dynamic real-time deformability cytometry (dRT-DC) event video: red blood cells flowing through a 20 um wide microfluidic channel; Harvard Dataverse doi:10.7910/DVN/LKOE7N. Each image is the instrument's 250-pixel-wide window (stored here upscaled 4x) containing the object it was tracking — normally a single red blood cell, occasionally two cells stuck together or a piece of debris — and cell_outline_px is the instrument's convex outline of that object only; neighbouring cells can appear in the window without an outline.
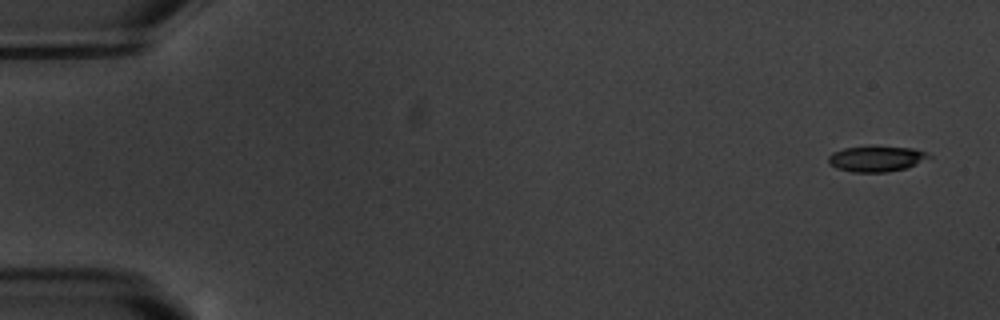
{"species": "common noctule bat (a hibernating species)", "species_latin": "Nyctalus noctula", "temperature_condition": "warm", "stored_images_in_passage": 5, "camera_frame_rate_fps": 3000, "um_per_image_px": 0.085, "animal": {"sex": "male", "body_mass_g": 20.1, "forearm_length_mm": 53.5}, "frame": {"image": 1, "passage_image": 1, "time_ms": 0.0, "image_size_px": [1000, 320], "cell_outline_px": [[932, 156], [908, 168], [888, 172], [852, 172], [836, 168], [828, 164], [828, 156], [832, 152], [844, 148], [912, 148], [928, 152]], "centroid_in_image_um": [74.47, 13.53], "position_along_channel_um": 10.5, "area_um2": 14.68}}